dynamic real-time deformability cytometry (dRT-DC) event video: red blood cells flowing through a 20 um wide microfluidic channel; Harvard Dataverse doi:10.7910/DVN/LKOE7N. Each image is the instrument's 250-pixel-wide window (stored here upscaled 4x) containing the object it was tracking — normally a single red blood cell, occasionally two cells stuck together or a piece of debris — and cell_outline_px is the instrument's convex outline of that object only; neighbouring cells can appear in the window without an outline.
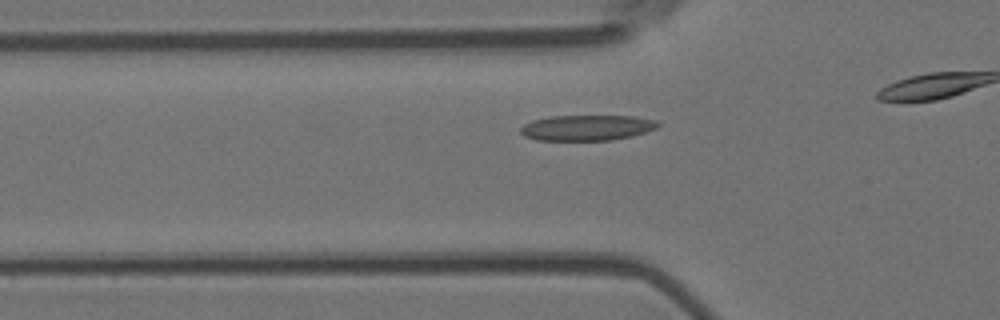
{"species": "Egyptian fruit bat (a non-hibernating species)", "species_latin": "Rousettus aegyptiacus", "temperature_condition": "room temperature", "stored_images_in_passage": 15, "camera_frame_rate_fps": 3000, "um_per_image_px": 0.085, "animal": {"sex": "female"}, "frame": {"image": 1, "passage_image": 9, "time_ms": 2.667, "image_size_px": [1000, 320], "cell_outline_px": [[660, 124], [656, 128], [632, 136], [612, 140], [536, 140], [524, 136], [520, 132], [520, 128], [524, 124], [532, 120], [552, 116], [632, 116], [656, 120]], "centroid_in_image_um": [49.86, 10.86], "position_along_channel_um": 75.9, "area_um2": 20.4}}
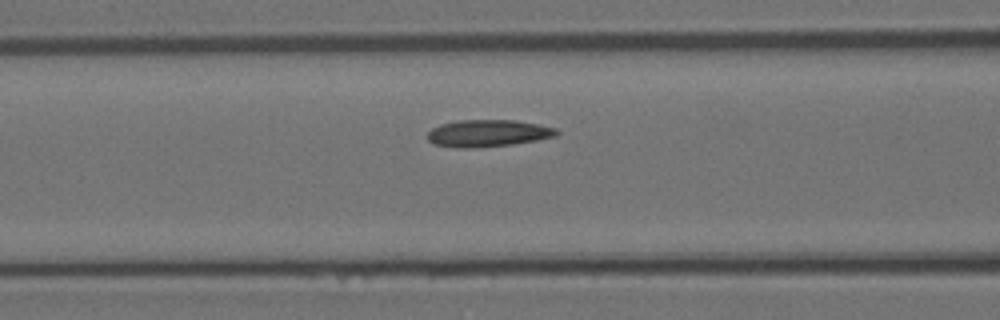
{"frame": {"image": 2, "passage_image": 13, "time_ms": 4.0, "image_size_px": [1000, 320], "cell_outline_px": [[560, 132], [556, 136], [536, 140], [512, 144], [476, 148], [456, 148], [432, 144], [428, 140], [428, 132], [432, 128], [440, 124], [460, 120], [516, 120], [556, 128]], "centroid_in_image_um": [41.45, 11.33], "position_along_channel_um": 125.2, "area_um2": 20.4}}